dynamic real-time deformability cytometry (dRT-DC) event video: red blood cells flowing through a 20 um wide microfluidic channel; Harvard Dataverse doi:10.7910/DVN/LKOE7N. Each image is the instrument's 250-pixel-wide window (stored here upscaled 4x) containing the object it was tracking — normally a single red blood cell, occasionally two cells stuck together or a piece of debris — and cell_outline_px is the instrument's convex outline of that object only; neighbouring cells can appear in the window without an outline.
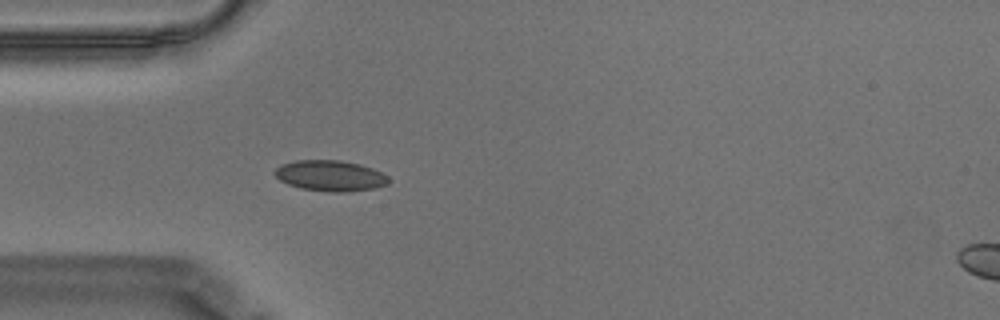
{"species": "Egyptian fruit bat (a non-hibernating species)", "species_latin": "Rousettus aegyptiacus", "temperature_condition": "warm", "stored_images_in_passage": 56, "camera_frame_rate_fps": 3000, "um_per_image_px": 0.085, "animal": {"sex": "male"}, "frame": {"image": 1, "passage_image": 16, "time_ms": 5.0, "image_size_px": [1000, 320], "cell_outline_px": [[388, 184], [372, 188], [344, 192], [328, 192], [300, 188], [288, 184], [280, 180], [272, 172], [280, 164], [296, 160], [340, 160], [360, 164], [372, 168], [388, 176]], "centroid_in_image_um": [28.03, 14.93], "position_along_channel_um": 57.0, "area_um2": 20.4}}
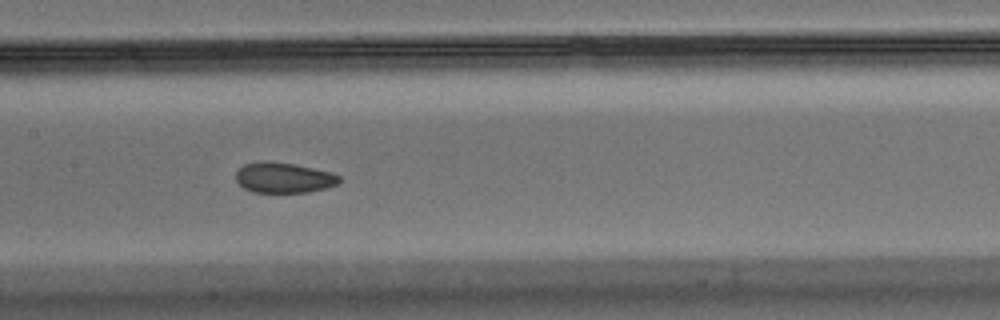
{"frame": {"image": 2, "passage_image": 27, "time_ms": 8.667, "image_size_px": [1000, 320], "cell_outline_px": [[344, 180], [340, 184], [308, 192], [252, 192], [244, 188], [236, 180], [236, 172], [244, 164], [260, 160], [264, 160], [296, 164], [332, 172], [340, 176]], "centroid_in_image_um": [24.15, 15.09], "position_along_channel_um": 183.2, "area_um2": 18.61}}
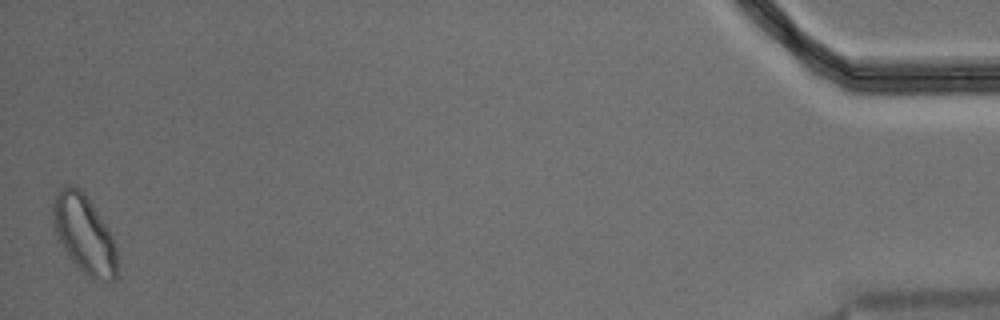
{"frame": {"image": 3, "passage_image": 56, "time_ms": 18.333, "image_size_px": [1000, 320], "cell_outline_px": [[116, 280], [108, 284], [92, 280], [76, 268], [68, 256], [52, 224], [52, 204], [56, 192], [64, 184], [72, 184], [80, 188], [84, 192], [108, 228], [112, 236], [116, 248]], "centroid_in_image_um": [7.15, 19.93], "position_along_channel_um": 428.0, "area_um2": 29.88}, "authors_computed_cell_mechanics": {"area_um2": 19.363, "velocity_mm_per_s": 3.5062, "shape_relaxation_time_tau1_ms": 8.6317, "shape_relaxation_time_tau2_ms": 1.61, "deformation_change_tau1": 0.1003, "deformation_change_tau2": 0.0603}}